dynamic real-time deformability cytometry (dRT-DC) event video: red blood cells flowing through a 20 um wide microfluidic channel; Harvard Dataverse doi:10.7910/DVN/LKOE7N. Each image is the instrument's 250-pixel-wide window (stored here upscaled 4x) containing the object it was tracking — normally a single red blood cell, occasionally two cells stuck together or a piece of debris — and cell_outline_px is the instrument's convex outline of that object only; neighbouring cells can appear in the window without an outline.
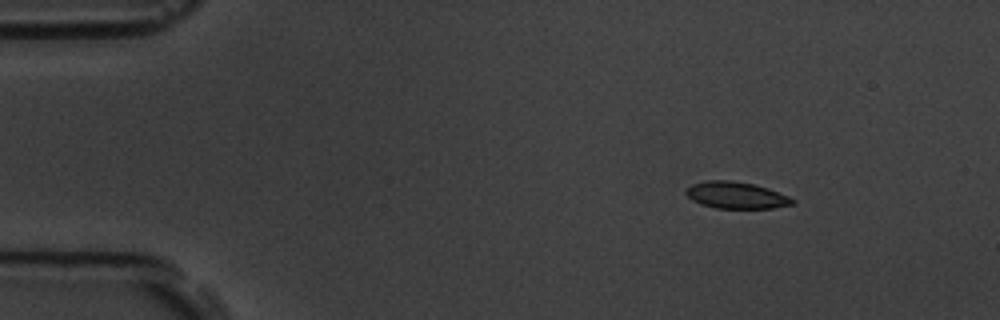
{"species": "common noctule bat (a hibernating species)", "species_latin": "Nyctalus noctula", "temperature_condition": "room temperature", "stored_images_in_passage": 9, "camera_frame_rate_fps": 3000, "um_per_image_px": 0.085, "animal": {"sex": "male", "body_mass_g": 19.5, "forearm_length_mm": 54.6}, "frame": {"image": 1, "passage_image": 2, "time_ms": 1.333, "image_size_px": [1000, 320], "cell_outline_px": [[796, 204], [772, 208], [716, 208], [700, 204], [692, 200], [684, 192], [692, 184], [708, 180], [732, 180], [752, 184], [768, 188], [788, 196], [796, 200]], "centroid_in_image_um": [62.59, 16.6], "position_along_channel_um": 22.4, "area_um2": 16.59}}
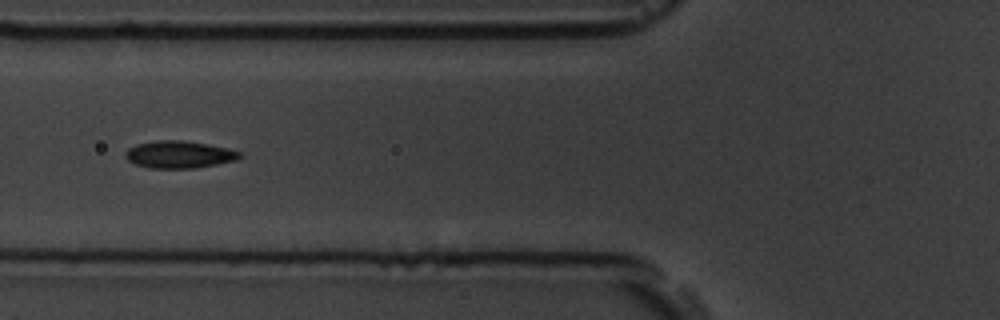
{"frame": {"image": 2, "passage_image": 6, "time_ms": 6.0, "image_size_px": [1000, 320], "cell_outline_px": [[244, 156], [236, 160], [196, 168], [148, 168], [136, 164], [128, 160], [124, 156], [124, 152], [128, 148], [136, 144], [156, 140], [180, 140], [208, 144], [228, 148], [240, 152]], "centroid_in_image_um": [15.22, 13.13], "position_along_channel_um": 110.6, "area_um2": 18.26}}
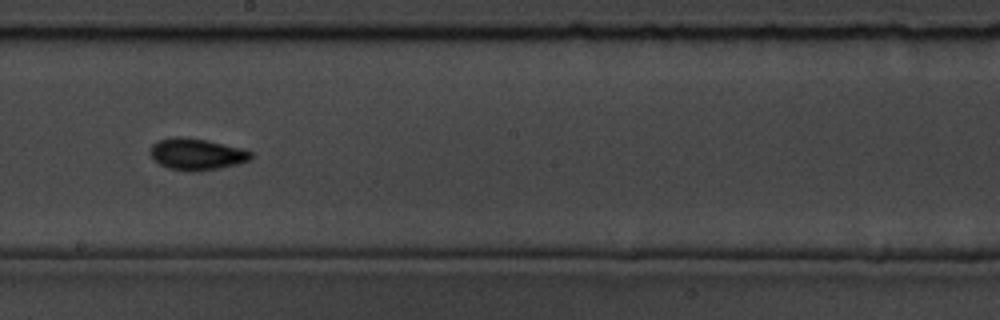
{"frame": {"image": 3, "passage_image": 9, "time_ms": 9.333, "image_size_px": [1000, 320], "cell_outline_px": [[252, 156], [248, 160], [236, 164], [200, 172], [188, 172], [168, 168], [152, 160], [148, 152], [152, 144], [156, 140], [172, 136], [184, 136], [208, 140], [240, 148], [252, 152]], "centroid_in_image_um": [16.62, 13.1], "position_along_channel_um": 231.6, "area_um2": 18.9}}